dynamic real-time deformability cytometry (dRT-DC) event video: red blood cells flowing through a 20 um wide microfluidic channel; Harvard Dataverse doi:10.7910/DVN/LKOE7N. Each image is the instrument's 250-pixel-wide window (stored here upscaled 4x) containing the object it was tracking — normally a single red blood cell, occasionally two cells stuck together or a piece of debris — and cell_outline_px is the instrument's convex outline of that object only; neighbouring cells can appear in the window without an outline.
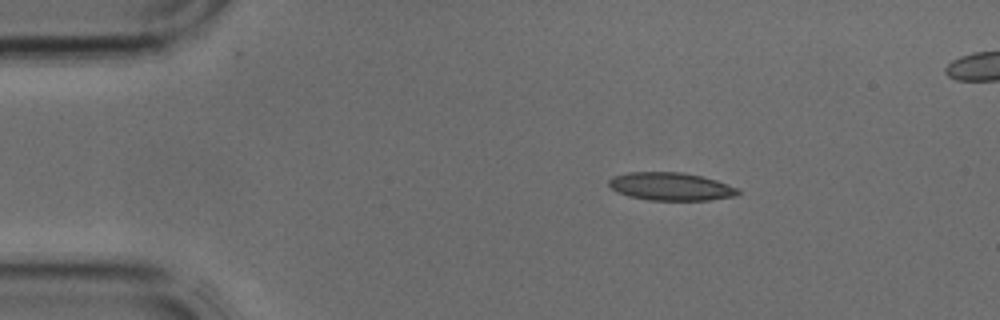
{"species": "common noctule bat (a hibernating species)", "species_latin": "Nyctalus noctula", "temperature_condition": "cold", "stored_images_in_passage": 3, "segment_of_instrument_passage": [1, 2], "camera_frame_rate_fps": 3000, "um_per_image_px": 0.085, "animal": {"sex": "male", "body_mass_g": 17.9, "forearm_length_mm": 54.2}, "frame": {"image": 1, "passage_image": 1, "time_ms": 0.0, "image_size_px": [1000, 320], "cell_outline_px": [[740, 192], [736, 196], [708, 200], [648, 200], [628, 196], [616, 192], [608, 184], [608, 180], [612, 176], [628, 172], [680, 172], [700, 176], [716, 180], [736, 188]], "centroid_in_image_um": [56.96, 15.85], "position_along_channel_um": 28.0, "area_um2": 20.98}}